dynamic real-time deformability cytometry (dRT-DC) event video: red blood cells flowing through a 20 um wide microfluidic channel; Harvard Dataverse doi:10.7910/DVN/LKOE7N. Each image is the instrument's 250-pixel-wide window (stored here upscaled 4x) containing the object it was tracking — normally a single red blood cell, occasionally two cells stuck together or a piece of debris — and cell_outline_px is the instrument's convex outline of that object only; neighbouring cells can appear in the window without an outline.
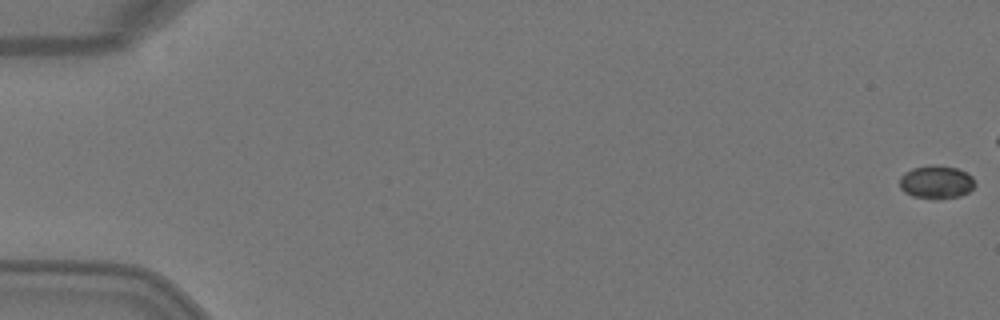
{"species": "Egyptian fruit bat (a non-hibernating species)", "species_latin": "Rousettus aegyptiacus", "temperature_condition": "warm", "stored_images_in_passage": 7, "camera_frame_rate_fps": 3000, "um_per_image_px": 0.085, "animal": {"sex": "female"}, "frame": {"image": 1, "passage_image": 1, "time_ms": 0.0, "image_size_px": [1000, 320], "cell_outline_px": [[976, 184], [968, 192], [960, 196], [940, 200], [936, 200], [912, 196], [904, 192], [900, 188], [900, 176], [904, 172], [912, 168], [936, 164], [956, 168], [972, 176]], "centroid_in_image_um": [79.57, 15.49], "position_along_channel_um": 5.4, "area_um2": 14.8}}